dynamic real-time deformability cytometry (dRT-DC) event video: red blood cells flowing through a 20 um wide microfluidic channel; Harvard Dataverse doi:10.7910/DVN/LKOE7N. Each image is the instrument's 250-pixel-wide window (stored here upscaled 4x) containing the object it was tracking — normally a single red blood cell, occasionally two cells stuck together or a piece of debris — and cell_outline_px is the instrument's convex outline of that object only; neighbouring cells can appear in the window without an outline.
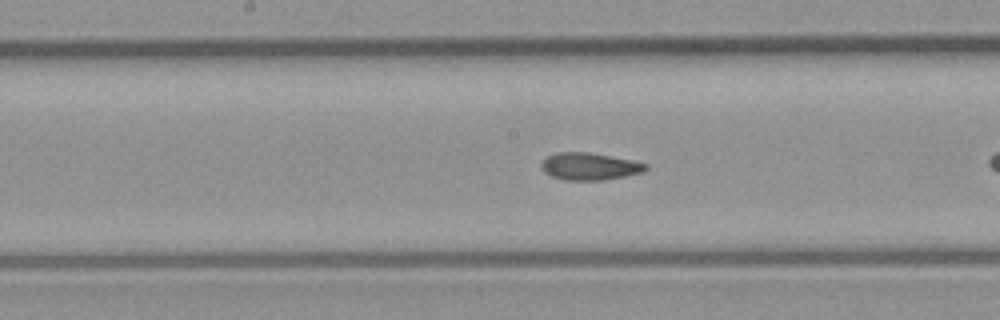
{"species": "common noctule bat (a hibernating species)", "species_latin": "Nyctalus noctula", "temperature_condition": "room temperature", "stored_images_in_passage": 24, "camera_frame_rate_fps": 3000, "um_per_image_px": 0.085, "animal": {"sex": "male", "body_mass_g": 23.1, "forearm_length_mm": 52.7}, "frame": {"image": 1, "passage_image": 11, "time_ms": 3.333, "image_size_px": [1000, 320], "cell_outline_px": [[648, 168], [644, 172], [604, 180], [564, 180], [552, 176], [544, 172], [540, 164], [548, 156], [556, 152], [588, 152], [632, 160], [648, 164]], "centroid_in_image_um": [50.12, 14.14], "position_along_channel_um": 198.1, "area_um2": 16.53}}
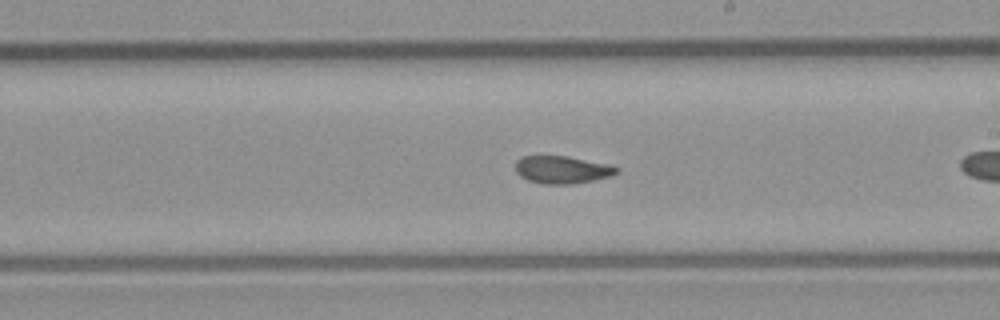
{"frame": {"image": 2, "passage_image": 14, "time_ms": 4.333, "image_size_px": [1000, 320], "cell_outline_px": [[620, 172], [608, 176], [592, 180], [572, 184], [544, 184], [528, 180], [520, 176], [516, 172], [516, 160], [520, 156], [568, 156], [608, 164], [620, 168]], "centroid_in_image_um": [47.77, 14.42], "position_along_channel_um": 241.2, "area_um2": 16.24}}
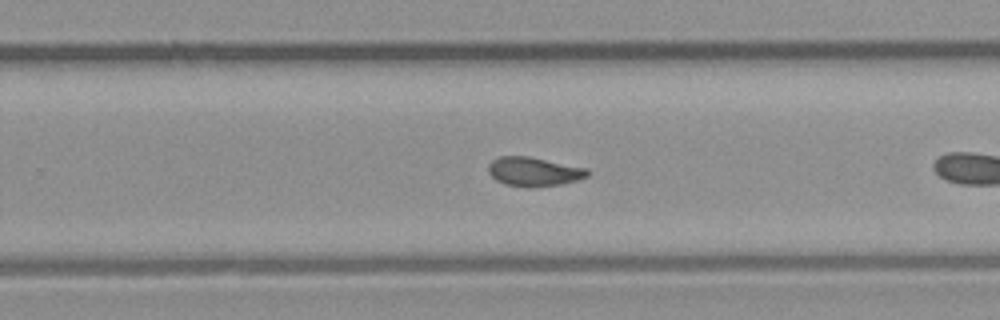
{"frame": {"image": 3, "passage_image": 17, "time_ms": 5.333, "image_size_px": [1000, 320], "cell_outline_px": [[588, 176], [576, 180], [560, 184], [532, 188], [528, 188], [504, 184], [496, 180], [488, 172], [488, 164], [492, 160], [500, 156], [528, 156], [588, 168]], "centroid_in_image_um": [45.35, 14.59], "position_along_channel_um": 284.4, "area_um2": 16.88}}